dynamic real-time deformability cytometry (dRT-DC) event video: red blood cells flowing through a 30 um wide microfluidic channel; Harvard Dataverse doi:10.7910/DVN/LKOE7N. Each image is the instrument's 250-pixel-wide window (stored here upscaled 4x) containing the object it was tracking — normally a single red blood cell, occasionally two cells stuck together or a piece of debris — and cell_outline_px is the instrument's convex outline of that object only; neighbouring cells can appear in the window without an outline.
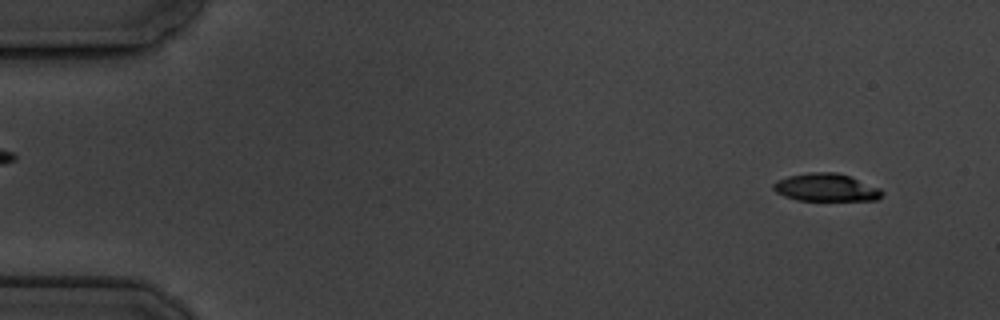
{"species": "common noctule bat (a hibernating species)", "species_latin": "Nyctalus noctula", "temperature_condition": "cold", "stored_images_in_passage": 4, "camera_frame_rate_fps": 3000, "um_per_image_px": 0.085, "animal": {"sex": "male", "body_mass_g": 19.5, "forearm_length_mm": 54.6}, "frame": {"image": 1, "passage_image": 1, "time_ms": 0.0, "image_size_px": [1000, 320], "cell_outline_px": [[884, 192], [876, 200], [796, 200], [784, 196], [776, 192], [772, 188], [772, 184], [776, 180], [788, 176], [812, 172], [836, 172], [848, 176], [880, 188]], "centroid_in_image_um": [70.17, 15.93], "position_along_channel_um": 14.8, "area_um2": 17.46}}
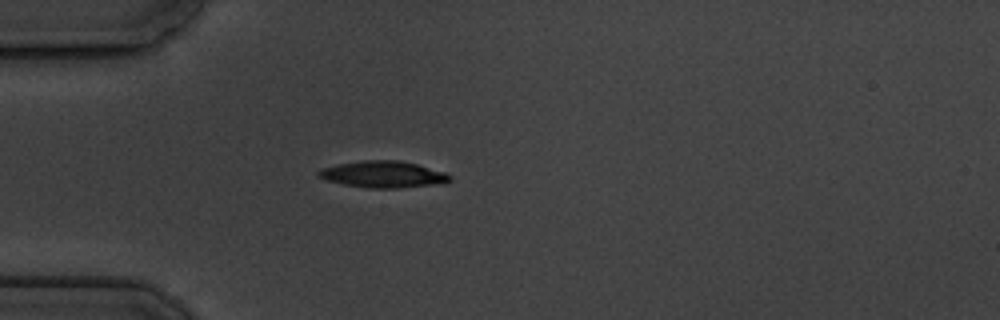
{"frame": {"image": 2, "passage_image": 4, "time_ms": 4.0, "image_size_px": [1000, 320], "cell_outline_px": [[452, 180], [428, 184], [396, 188], [368, 188], [344, 184], [328, 180], [316, 176], [316, 172], [324, 168], [336, 164], [364, 160], [400, 160], [416, 164], [444, 172], [452, 176]], "centroid_in_image_um": [32.51, 14.8], "position_along_channel_um": 52.5, "area_um2": 19.94}}